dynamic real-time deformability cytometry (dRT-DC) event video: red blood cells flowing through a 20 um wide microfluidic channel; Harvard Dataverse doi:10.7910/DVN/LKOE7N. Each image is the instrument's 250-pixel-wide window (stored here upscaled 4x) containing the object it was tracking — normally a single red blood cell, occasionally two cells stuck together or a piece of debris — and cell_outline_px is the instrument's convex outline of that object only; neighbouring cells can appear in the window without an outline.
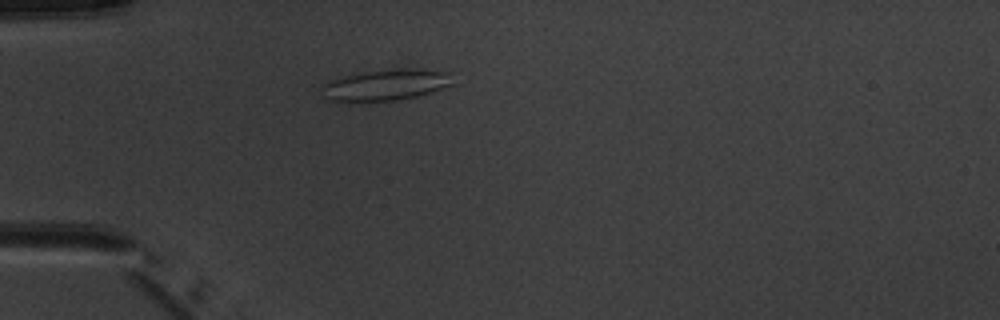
{"species": "common noctule bat (a hibernating species)", "species_latin": "Nyctalus noctula", "temperature_condition": "warm", "stored_images_in_passage": 1, "camera_frame_rate_fps": 3000, "um_per_image_px": 0.085, "animal": {"sex": "male", "body_mass_g": 20.1, "forearm_length_mm": 53.5}, "frame": {"image": 1, "passage_image": 1, "time_ms": 0.0, "image_size_px": [1000, 320], "cell_outline_px": [[452, 84], [432, 92], [416, 96], [396, 100], [328, 100], [324, 96], [320, 88], [328, 80], [344, 76], [364, 72], [404, 68], [408, 68], [452, 72]], "centroid_in_image_um": [32.82, 7.2], "position_along_channel_um": 52.2, "area_um2": 23.35}}